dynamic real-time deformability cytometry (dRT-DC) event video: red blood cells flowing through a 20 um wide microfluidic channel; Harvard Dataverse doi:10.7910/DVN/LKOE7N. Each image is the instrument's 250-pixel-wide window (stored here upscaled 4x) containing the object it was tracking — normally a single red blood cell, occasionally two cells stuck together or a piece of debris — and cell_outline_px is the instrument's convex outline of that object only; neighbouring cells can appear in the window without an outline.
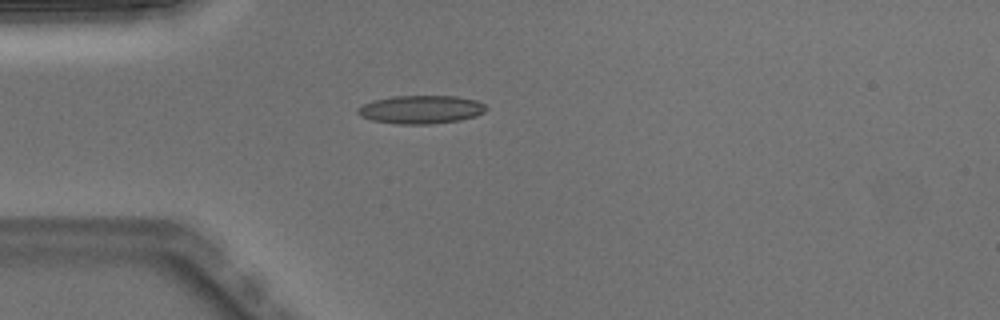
{"species": "Egyptian fruit bat (a non-hibernating species)", "species_latin": "Rousettus aegyptiacus", "temperature_condition": "warm", "stored_images_in_passage": 1, "camera_frame_rate_fps": 3000, "um_per_image_px": 0.085, "animal": {"sex": "male"}, "frame": {"image": 1, "passage_image": 1, "time_ms": 0.0, "image_size_px": [1000, 320], "cell_outline_px": [[488, 108], [484, 112], [476, 116], [460, 120], [432, 124], [396, 124], [372, 120], [360, 116], [356, 112], [356, 108], [364, 104], [376, 100], [392, 96], [456, 96], [476, 100], [484, 104]], "centroid_in_image_um": [35.79, 9.31], "position_along_channel_um": 49.2, "area_um2": 21.21}}